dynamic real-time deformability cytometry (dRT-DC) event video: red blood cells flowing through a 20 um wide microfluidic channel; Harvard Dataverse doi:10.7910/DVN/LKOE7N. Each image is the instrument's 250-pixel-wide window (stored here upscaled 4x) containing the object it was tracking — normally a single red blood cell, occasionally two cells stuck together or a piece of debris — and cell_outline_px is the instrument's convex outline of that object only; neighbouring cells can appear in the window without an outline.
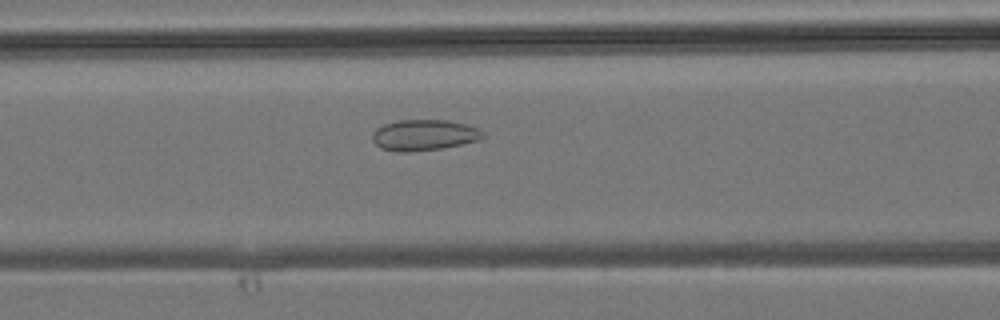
{"species": "common noctule bat (a hibernating species)", "species_latin": "Nyctalus noctula", "temperature_condition": "room temperature", "stored_images_in_passage": 29, "camera_frame_rate_fps": 3000, "um_per_image_px": 0.085, "animal": {"sex": "male", "body_mass_g": 19.2, "forearm_length_mm": 51.8}, "frame": {"image": 1, "passage_image": 8, "time_ms": 2.333, "image_size_px": [1000, 320], "cell_outline_px": [[484, 136], [480, 140], [440, 148], [408, 152], [396, 152], [380, 148], [372, 140], [372, 132], [376, 128], [384, 124], [396, 120], [444, 120], [464, 124], [476, 128], [484, 132]], "centroid_in_image_um": [35.99, 11.48], "position_along_channel_um": 130.6, "area_um2": 19.83}}
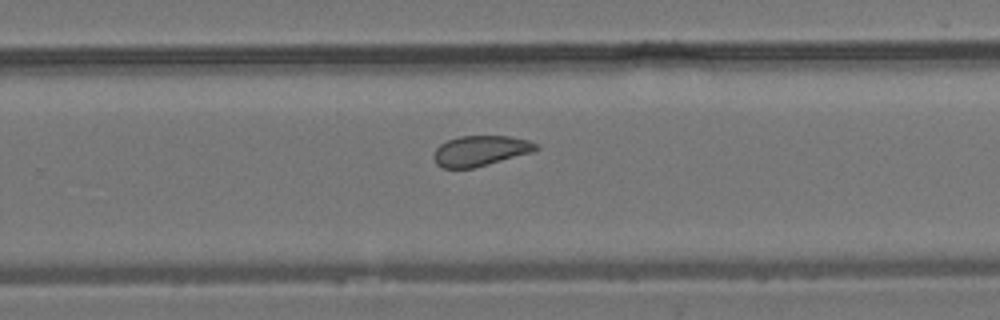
{"frame": {"image": 2, "passage_image": 18, "time_ms": 5.667, "image_size_px": [1000, 320], "cell_outline_px": [[540, 148], [532, 152], [488, 164], [472, 168], [444, 168], [436, 164], [432, 156], [436, 148], [440, 144], [448, 140], [460, 136], [508, 136], [528, 140], [536, 144]], "centroid_in_image_um": [40.8, 12.81], "position_along_channel_um": 289.0, "area_um2": 17.98}}
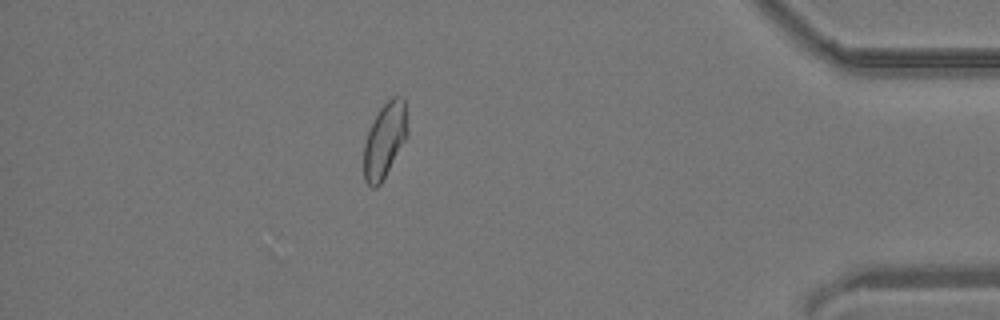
{"frame": {"image": 3, "passage_image": 28, "time_ms": 9.0, "image_size_px": [1000, 320], "cell_outline_px": [[408, 136], [380, 184], [376, 188], [372, 188], [364, 180], [364, 144], [368, 132], [380, 108], [392, 96], [400, 96], [404, 100], [408, 128]], "centroid_in_image_um": [32.71, 11.92], "position_along_channel_um": 402.5, "area_um2": 18.9}}